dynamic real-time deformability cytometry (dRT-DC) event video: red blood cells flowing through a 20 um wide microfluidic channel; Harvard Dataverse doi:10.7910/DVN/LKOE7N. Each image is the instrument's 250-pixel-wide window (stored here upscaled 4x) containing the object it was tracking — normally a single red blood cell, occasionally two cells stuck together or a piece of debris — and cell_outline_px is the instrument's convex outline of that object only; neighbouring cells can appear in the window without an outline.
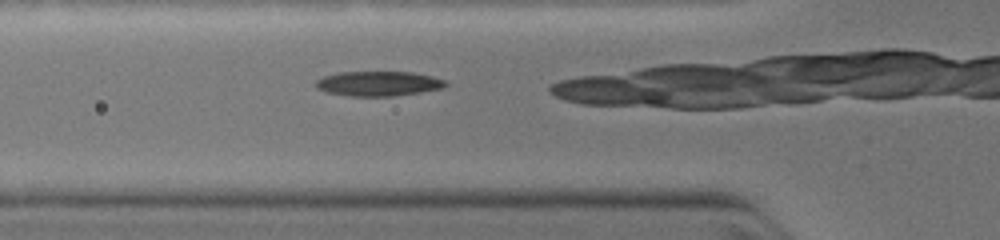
{"species": "common noctule bat (a hibernating species)", "species_latin": "Nyctalus noctula", "temperature_condition": "warm", "stored_images_in_passage": 5, "camera_frame_rate_fps": 3000, "um_per_image_px": 0.085, "animal": {"sex": "female", "body_mass_g": 19.0, "forearm_length_mm": 51.5}, "frame": {"image": 1, "passage_image": 5, "time_ms": 1.667, "image_size_px": [1000, 240], "cell_outline_px": [[448, 84], [444, 88], [420, 92], [392, 96], [352, 96], [328, 92], [316, 88], [316, 80], [324, 76], [340, 72], [412, 72], [432, 76], [444, 80]], "centroid_in_image_um": [32.18, 7.1], "position_along_channel_um": 93.6, "area_um2": 18.61}}